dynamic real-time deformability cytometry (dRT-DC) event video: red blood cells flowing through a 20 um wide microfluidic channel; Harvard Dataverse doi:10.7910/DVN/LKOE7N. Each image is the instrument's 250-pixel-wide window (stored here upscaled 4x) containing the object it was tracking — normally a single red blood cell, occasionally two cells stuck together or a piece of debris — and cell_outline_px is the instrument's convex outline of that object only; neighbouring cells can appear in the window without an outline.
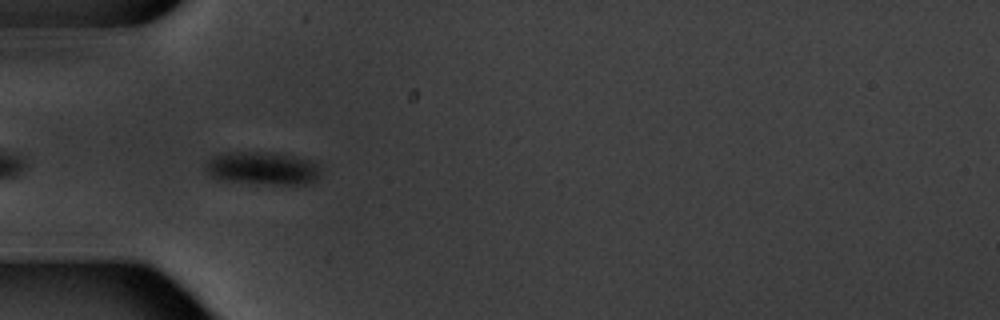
{"species": "common noctule bat (a hibernating species)", "species_latin": "Nyctalus noctula", "temperature_condition": "warm", "stored_images_in_passage": 7, "camera_frame_rate_fps": 3000, "um_per_image_px": 0.085, "animal": {"sex": "male", "body_mass_g": 20.1, "forearm_length_mm": 53.5}, "frame": {"image": 1, "passage_image": 5, "time_ms": 4.667, "image_size_px": [1000, 320], "cell_outline_px": [[320, 176], [312, 184], [276, 184], [224, 180], [212, 176], [204, 168], [208, 160], [212, 156], [228, 152], [276, 152], [312, 160], [320, 168]], "centroid_in_image_um": [22.37, 14.29], "position_along_channel_um": 62.6, "area_um2": 22.14}}